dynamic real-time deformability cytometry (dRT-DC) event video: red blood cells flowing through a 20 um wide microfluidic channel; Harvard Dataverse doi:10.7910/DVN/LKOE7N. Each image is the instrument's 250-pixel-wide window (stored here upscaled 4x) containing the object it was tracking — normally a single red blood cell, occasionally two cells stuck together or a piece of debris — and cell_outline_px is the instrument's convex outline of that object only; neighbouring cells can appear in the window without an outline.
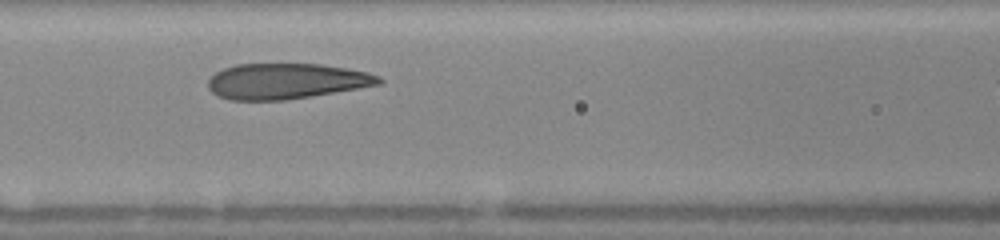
{"species": "human", "species_latin": "Homo sapiens", "temperature_condition": "warm", "stored_images_in_passage": 20, "camera_frame_rate_fps": 3000, "um_per_image_px": 0.085, "donor": {"sex": "female"}, "frame": {"image": 1, "passage_image": 4, "time_ms": 3.0, "image_size_px": [1000, 240], "cell_outline_px": [[384, 80], [380, 84], [312, 96], [284, 100], [228, 100], [216, 96], [208, 88], [208, 80], [216, 72], [224, 68], [236, 64], [324, 64], [368, 72], [380, 76]], "centroid_in_image_um": [24.32, 6.9], "position_along_channel_um": 142.3, "area_um2": 35.55}}
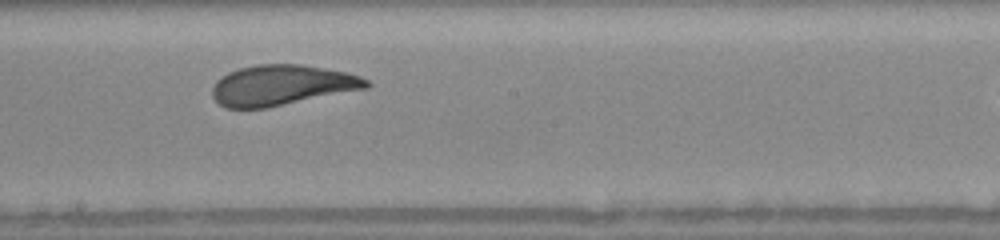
{"frame": {"image": 2, "passage_image": 9, "time_ms": 5.0, "image_size_px": [1000, 240], "cell_outline_px": [[372, 84], [368, 88], [268, 108], [224, 108], [212, 96], [212, 88], [216, 80], [228, 72], [240, 68], [256, 64], [300, 64], [344, 72], [360, 76], [368, 80]], "centroid_in_image_um": [23.94, 7.25], "position_along_channel_um": 224.3, "area_um2": 36.36}}